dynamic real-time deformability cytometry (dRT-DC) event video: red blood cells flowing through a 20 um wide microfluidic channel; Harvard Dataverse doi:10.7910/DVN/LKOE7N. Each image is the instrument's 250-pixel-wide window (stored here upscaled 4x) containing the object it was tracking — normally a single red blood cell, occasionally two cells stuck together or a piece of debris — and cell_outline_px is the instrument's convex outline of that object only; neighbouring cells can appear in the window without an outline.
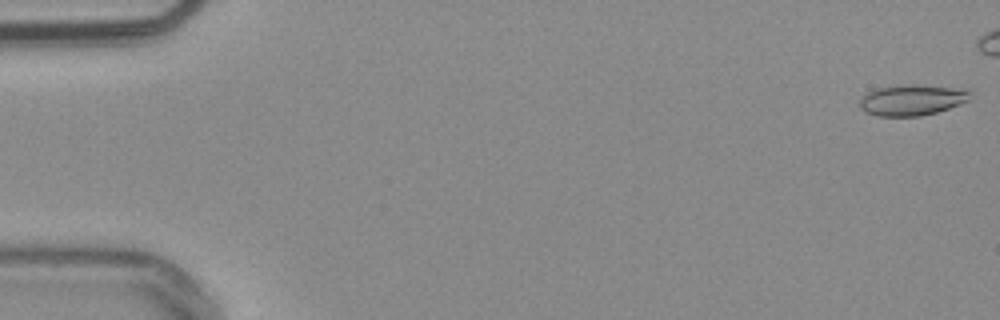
{"species": "common noctule bat (a hibernating species)", "species_latin": "Nyctalus noctula", "temperature_condition": "warm", "stored_images_in_passage": 12, "camera_frame_rate_fps": 3000, "um_per_image_px": 0.085, "animal": {"sex": "male", "body_mass_g": 20.4}, "frame": {"image": 1, "passage_image": 1, "time_ms": 0.0, "image_size_px": [1000, 320], "cell_outline_px": [[968, 100], [960, 104], [936, 112], [920, 116], [876, 116], [864, 112], [860, 108], [860, 100], [868, 92], [876, 88], [904, 84], [916, 84], [968, 88]], "centroid_in_image_um": [77.5, 8.49], "position_along_channel_um": 7.5, "area_um2": 20.0}}